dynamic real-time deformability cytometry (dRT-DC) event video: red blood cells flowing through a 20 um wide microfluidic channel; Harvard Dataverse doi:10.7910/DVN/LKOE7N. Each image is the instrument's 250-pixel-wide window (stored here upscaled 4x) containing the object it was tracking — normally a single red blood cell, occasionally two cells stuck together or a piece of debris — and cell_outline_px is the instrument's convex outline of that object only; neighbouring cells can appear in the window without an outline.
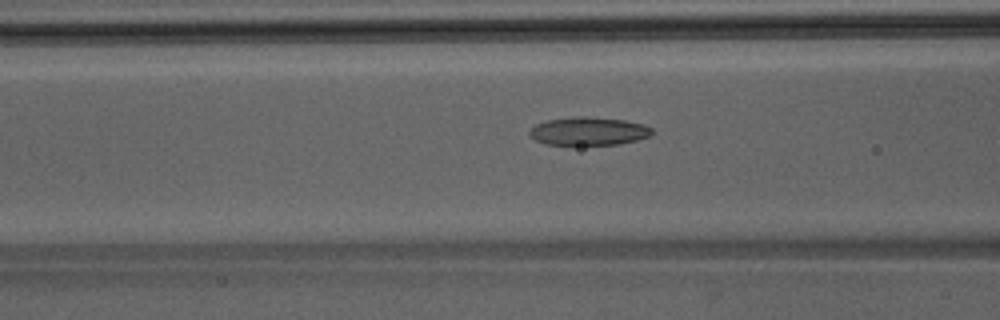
{"species": "Egyptian fruit bat (a non-hibernating species)", "species_latin": "Rousettus aegyptiacus", "temperature_condition": "room temperature", "stored_images_in_passage": 47, "camera_frame_rate_fps": 3000, "um_per_image_px": 0.085, "animal": {"sex": "male"}, "frame": {"image": 1, "passage_image": 18, "time_ms": 5.667, "image_size_px": [1000, 320], "cell_outline_px": [[652, 132], [648, 136], [636, 140], [620, 144], [544, 144], [536, 140], [528, 132], [536, 124], [548, 120], [572, 116], [584, 116], [624, 120], [644, 124], [652, 128]], "centroid_in_image_um": [50.03, 11.14], "position_along_channel_um": 116.6, "area_um2": 19.88}}
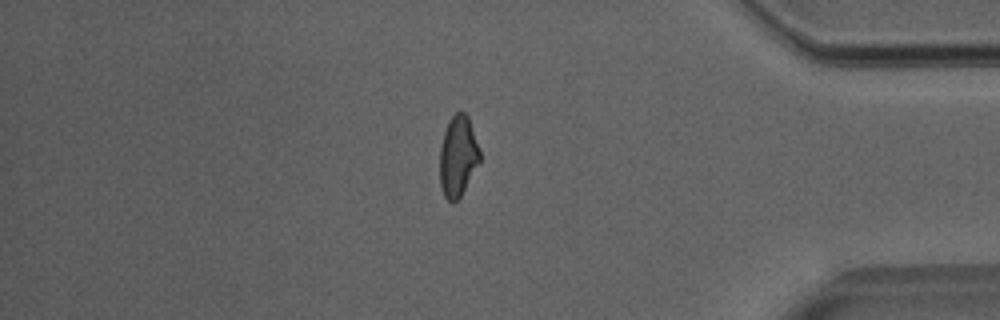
{"frame": {"image": 2, "passage_image": 40, "time_ms": 13.0, "image_size_px": [1000, 320], "cell_outline_px": [[480, 160], [460, 196], [452, 204], [444, 196], [440, 184], [440, 144], [448, 120], [460, 108], [468, 116], [480, 152]], "centroid_in_image_um": [38.9, 13.24], "position_along_channel_um": 396.3, "area_um2": 18.73}}
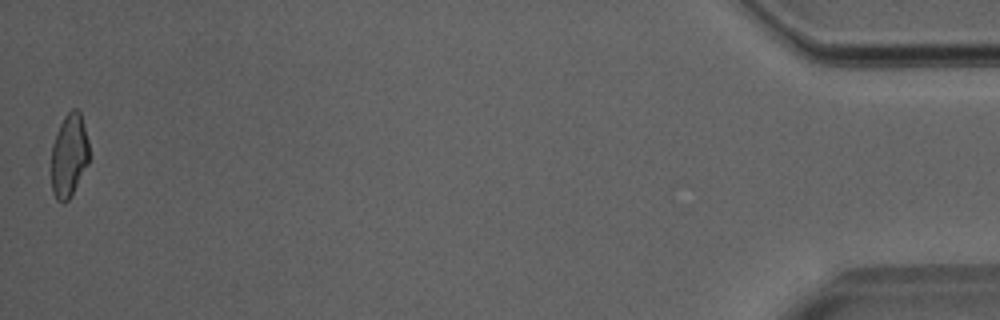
{"frame": {"image": 3, "passage_image": 47, "time_ms": 15.333, "image_size_px": [1000, 320], "cell_outline_px": [[88, 164], [68, 200], [64, 204], [56, 200], [52, 192], [52, 144], [56, 132], [64, 116], [72, 108], [76, 108], [80, 112], [84, 124], [88, 140]], "centroid_in_image_um": [5.86, 13.2], "position_along_channel_um": 429.3, "area_um2": 18.32}}